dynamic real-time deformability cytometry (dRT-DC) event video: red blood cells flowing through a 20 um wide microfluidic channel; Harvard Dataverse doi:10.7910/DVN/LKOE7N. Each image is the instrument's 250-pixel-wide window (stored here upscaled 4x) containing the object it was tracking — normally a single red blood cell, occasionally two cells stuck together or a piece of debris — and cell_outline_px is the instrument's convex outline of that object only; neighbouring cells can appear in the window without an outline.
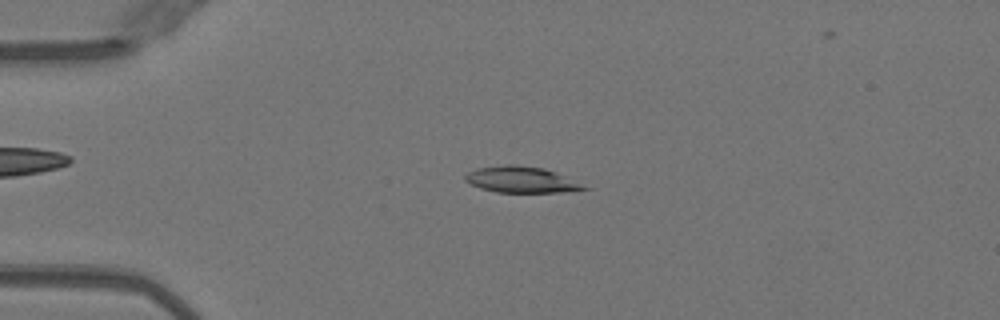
{"species": "Egyptian fruit bat (a non-hibernating species)", "species_latin": "Rousettus aegyptiacus", "temperature_condition": "warm", "stored_images_in_passage": 49, "camera_frame_rate_fps": 3000, "um_per_image_px": 0.085, "animal": {"sex": "female"}, "frame": {"image": 1, "passage_image": 11, "time_ms": 3.333, "image_size_px": [1000, 320], "cell_outline_px": [[592, 188], [560, 192], [496, 192], [480, 188], [468, 184], [464, 180], [464, 176], [468, 172], [476, 168], [504, 164], [516, 164], [544, 168], [556, 172]], "centroid_in_image_um": [44.27, 15.26], "position_along_channel_um": 40.7, "area_um2": 18.26}}
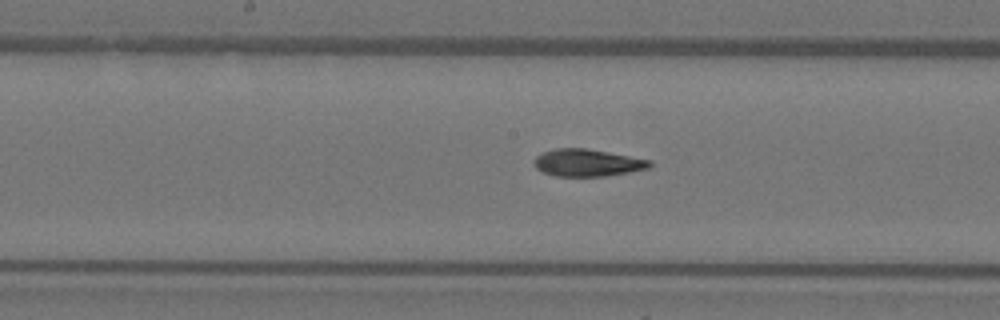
{"frame": {"image": 2, "passage_image": 25, "time_ms": 8.0, "image_size_px": [1000, 320], "cell_outline_px": [[652, 168], [604, 176], [556, 176], [544, 172], [536, 168], [532, 164], [532, 160], [536, 156], [544, 152], [556, 148], [584, 148], [608, 152], [652, 160]], "centroid_in_image_um": [49.93, 13.83], "position_along_channel_um": 198.3, "area_um2": 18.38}}
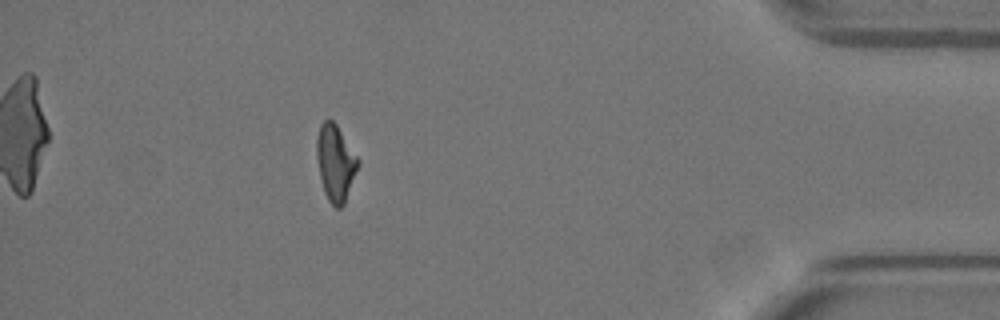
{"frame": {"image": 3, "passage_image": 44, "time_ms": 14.333, "image_size_px": [1000, 320], "cell_outline_px": [[360, 164], [344, 204], [340, 208], [336, 208], [328, 200], [324, 192], [320, 176], [316, 156], [316, 140], [320, 124], [324, 120], [332, 120], [336, 124], [360, 160]], "centroid_in_image_um": [28.52, 13.84], "position_along_channel_um": 406.7, "area_um2": 18.38}, "authors_computed_cell_mechanics": {"area_um2": 18.6116, "velocity_mm_per_s": 4.0294, "shape_relaxation_time_tau1_ms": 8.5367, "shape_relaxation_time_tau2_ms": 3.3922, "deformation_change_tau1": 0.253, "deformation_change_tau2": 0.1076}}